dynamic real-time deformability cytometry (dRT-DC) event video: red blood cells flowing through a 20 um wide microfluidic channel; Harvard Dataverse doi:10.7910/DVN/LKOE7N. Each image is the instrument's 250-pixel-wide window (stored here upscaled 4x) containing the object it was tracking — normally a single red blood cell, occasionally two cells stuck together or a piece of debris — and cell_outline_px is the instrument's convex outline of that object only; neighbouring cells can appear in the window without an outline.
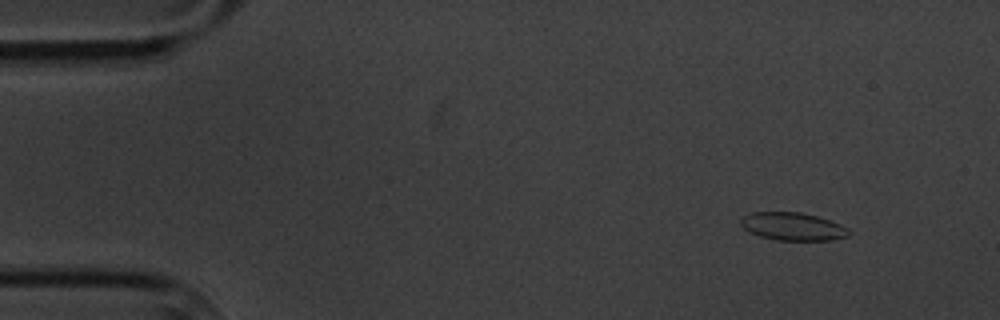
{"species": "common noctule bat (a hibernating species)", "species_latin": "Nyctalus noctula", "temperature_condition": "cold", "stored_images_in_passage": 15, "camera_frame_rate_fps": 3000, "um_per_image_px": 0.085, "animal": {"sex": "male", "body_mass_g": 20.1, "forearm_length_mm": 53.5}, "frame": {"image": 1, "passage_image": 2, "time_ms": 1.0, "image_size_px": [1000, 320], "cell_outline_px": [[852, 232], [848, 236], [832, 240], [776, 240], [760, 236], [744, 228], [740, 224], [740, 220], [744, 216], [752, 212], [800, 212], [816, 216], [840, 224], [848, 228]], "centroid_in_image_um": [67.41, 19.25], "position_along_channel_um": 17.6, "area_um2": 17.46}}
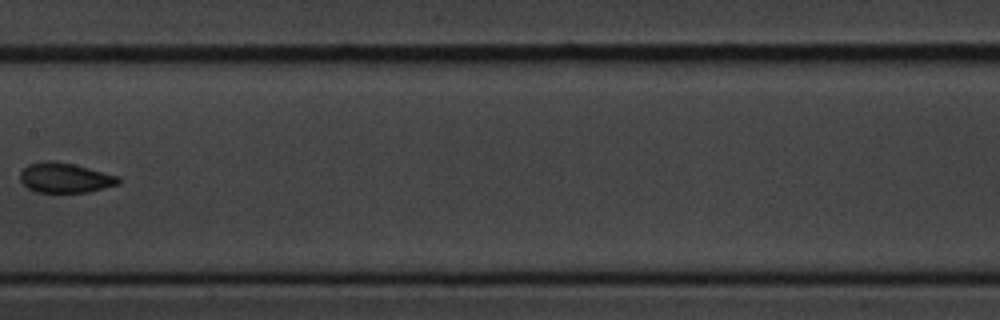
{"frame": {"image": 2, "passage_image": 8, "time_ms": 9.0, "image_size_px": [1000, 320], "cell_outline_px": [[120, 184], [88, 192], [36, 192], [28, 188], [20, 180], [20, 172], [28, 164], [44, 160], [52, 160], [72, 164], [120, 176]], "centroid_in_image_um": [5.53, 15.11], "position_along_channel_um": 201.9, "area_um2": 17.17}}
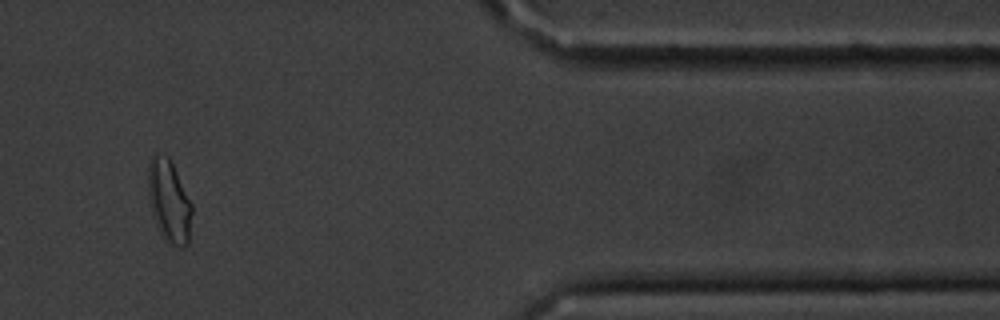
{"frame": {"image": 3, "passage_image": 13, "time_ms": 15.667, "image_size_px": [1000, 320], "cell_outline_px": [[192, 212], [188, 244], [184, 248], [180, 248], [168, 244], [164, 240], [156, 224], [148, 200], [148, 164], [152, 156], [156, 152], [168, 156], [192, 204]], "centroid_in_image_um": [14.36, 17.13], "position_along_channel_um": 397.0, "area_um2": 21.21}, "authors_computed_cell_mechanics": {"area_um2": 17.4556, "velocity_mm_per_s": 3.4226, "shape_relaxation_time_tau1_ms": 3.4679, "shape_relaxation_time_tau2_ms": null, "deformation_change_tau1": 0.1138, "deformation_change_tau2": null}}